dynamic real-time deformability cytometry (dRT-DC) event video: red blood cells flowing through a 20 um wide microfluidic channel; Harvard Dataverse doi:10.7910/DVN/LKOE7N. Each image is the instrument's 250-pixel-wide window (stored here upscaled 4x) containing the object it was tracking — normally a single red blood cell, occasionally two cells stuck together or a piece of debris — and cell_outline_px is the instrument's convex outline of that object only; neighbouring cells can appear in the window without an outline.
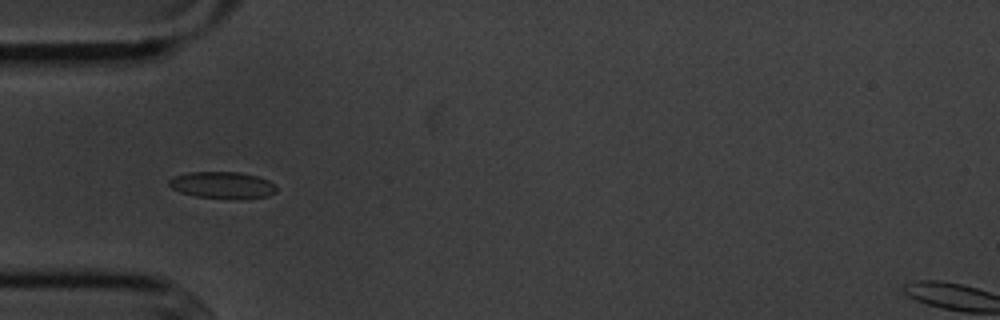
{"species": "common noctule bat (a hibernating species)", "species_latin": "Nyctalus noctula", "temperature_condition": "cold", "stored_images_in_passage": 15, "camera_frame_rate_fps": 3000, "um_per_image_px": 0.085, "animal": {"sex": "male", "body_mass_g": 20.1, "forearm_length_mm": 53.5}, "frame": {"image": 1, "passage_image": 5, "time_ms": 5.333, "image_size_px": [1000, 320], "cell_outline_px": [[276, 192], [268, 196], [240, 200], [232, 200], [196, 196], [180, 192], [172, 188], [168, 184], [168, 180], [172, 176], [188, 172], [240, 172], [256, 176], [268, 180], [276, 184]], "centroid_in_image_um": [18.92, 15.75], "position_along_channel_um": 66.1, "area_um2": 17.17}}
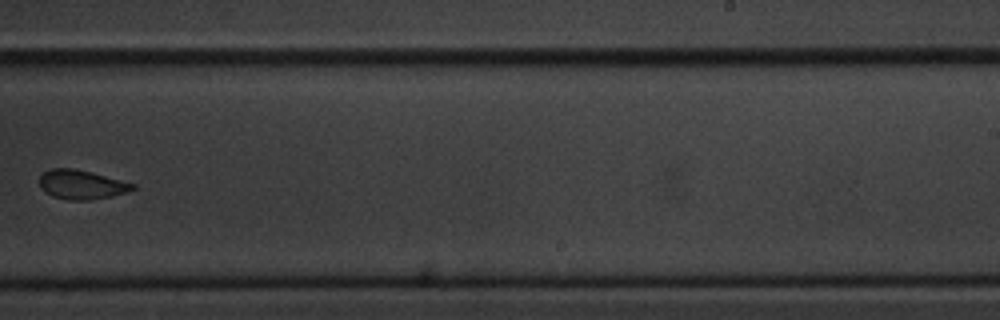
{"frame": {"image": 2, "passage_image": 10, "time_ms": 11.333, "image_size_px": [1000, 320], "cell_outline_px": [[136, 188], [128, 192], [112, 196], [88, 200], [68, 200], [52, 196], [44, 192], [40, 188], [40, 176], [44, 172], [52, 168], [72, 168], [92, 172], [136, 184]], "centroid_in_image_um": [6.93, 15.69], "position_along_channel_um": 282.1, "area_um2": 15.95}}
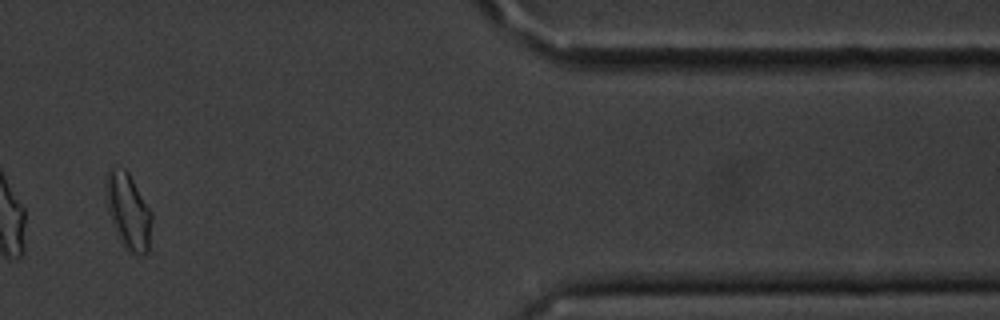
{"frame": {"image": 3, "passage_image": 13, "time_ms": 15.667, "image_size_px": [1000, 320], "cell_outline_px": [[152, 220], [148, 252], [144, 256], [140, 256], [128, 252], [120, 240], [116, 232], [108, 208], [108, 172], [112, 168], [124, 168], [128, 172], [152, 212]], "centroid_in_image_um": [10.97, 18.04], "position_along_channel_um": 400.4, "area_um2": 19.65}}